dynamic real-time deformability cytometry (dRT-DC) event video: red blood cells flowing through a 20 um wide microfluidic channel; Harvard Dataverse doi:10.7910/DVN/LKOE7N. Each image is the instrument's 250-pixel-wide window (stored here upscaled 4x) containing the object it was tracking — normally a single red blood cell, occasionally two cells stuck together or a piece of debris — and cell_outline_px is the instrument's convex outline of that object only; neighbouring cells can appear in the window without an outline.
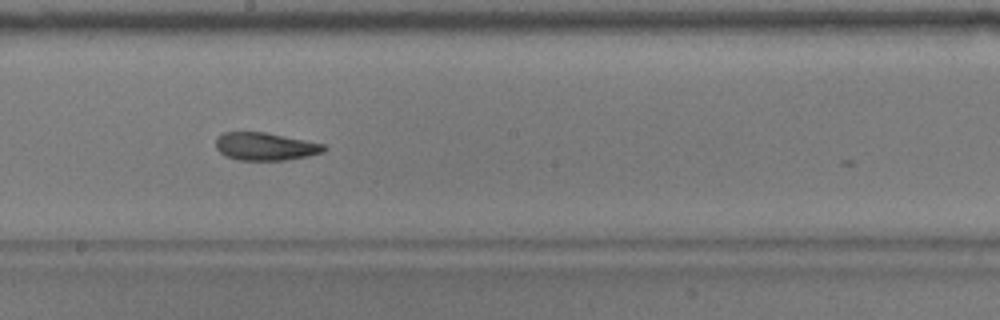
{"species": "common noctule bat (a hibernating species)", "species_latin": "Nyctalus noctula", "temperature_condition": "warm", "stored_images_in_passage": 34, "camera_frame_rate_fps": 3000, "um_per_image_px": 0.085, "animal": {"sex": "male", "body_mass_g": 17.9}, "frame": {"image": 1, "passage_image": 28, "time_ms": 9.0, "image_size_px": [1000, 320], "cell_outline_px": [[328, 148], [324, 152], [308, 156], [284, 160], [240, 160], [224, 156], [216, 148], [216, 140], [224, 132], [264, 132], [324, 144]], "centroid_in_image_um": [22.56, 12.46], "position_along_channel_um": 225.6, "area_um2": 17.4}}